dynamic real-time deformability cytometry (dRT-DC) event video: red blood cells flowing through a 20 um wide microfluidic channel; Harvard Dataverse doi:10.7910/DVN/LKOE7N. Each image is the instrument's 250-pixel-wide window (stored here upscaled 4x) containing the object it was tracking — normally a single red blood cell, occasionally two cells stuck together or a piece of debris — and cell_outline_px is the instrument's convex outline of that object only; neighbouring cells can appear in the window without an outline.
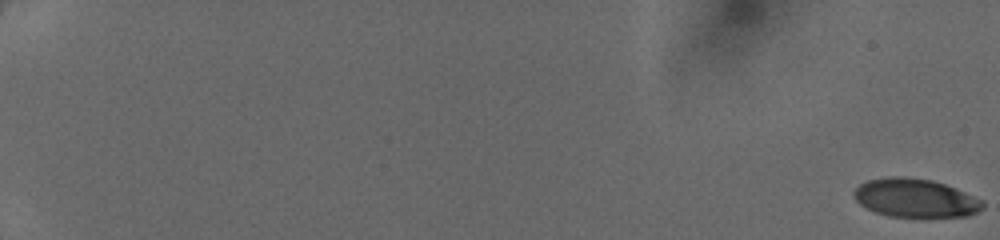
{"species": "human", "species_latin": "Homo sapiens", "temperature_condition": "cold", "stored_images_in_passage": 12, "camera_frame_rate_fps": 3000, "um_per_image_px": 0.085, "donor": {"sex": "female"}, "frame": {"image": 1, "passage_image": 1, "time_ms": 0.0, "image_size_px": [1000, 240], "cell_outline_px": [[984, 208], [968, 216], [888, 216], [876, 212], [860, 204], [852, 196], [852, 192], [860, 184], [868, 180], [888, 176], [904, 176], [932, 180], [944, 184], [984, 200]], "centroid_in_image_um": [77.79, 16.82], "position_along_channel_um": 7.2, "area_um2": 28.78}}